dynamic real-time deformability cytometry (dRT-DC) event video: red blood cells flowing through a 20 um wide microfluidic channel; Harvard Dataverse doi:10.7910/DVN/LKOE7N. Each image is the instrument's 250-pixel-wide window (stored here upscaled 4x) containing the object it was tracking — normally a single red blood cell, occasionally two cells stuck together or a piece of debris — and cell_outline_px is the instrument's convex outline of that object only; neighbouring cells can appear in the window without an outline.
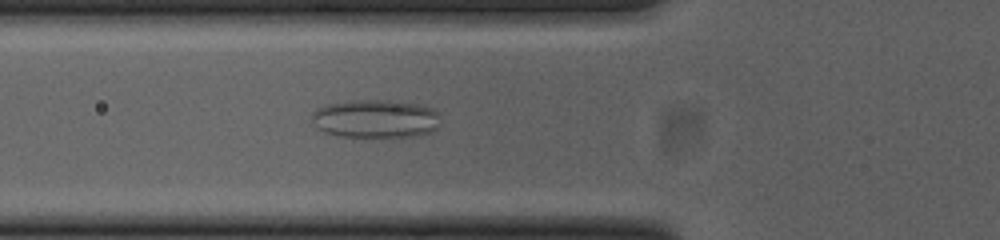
{"species": "common noctule bat (a hibernating species)", "species_latin": "Nyctalus noctula", "temperature_condition": "cold", "stored_images_in_passage": 46, "camera_frame_rate_fps": 3000, "um_per_image_px": 0.085, "animal": {"sex": "female", "body_mass_g": 23.0, "forearm_length_mm": 53.4}, "frame": {"image": 1, "passage_image": 12, "time_ms": 3.667, "image_size_px": [1000, 240], "cell_outline_px": [[440, 112], [436, 128], [432, 132], [416, 136], [340, 136], [324, 132], [316, 128], [312, 120], [312, 112], [316, 108], [328, 104], [348, 100], [392, 100], [424, 104]], "centroid_in_image_um": [31.93, 10.07], "position_along_channel_um": 93.9, "area_um2": 29.02}}
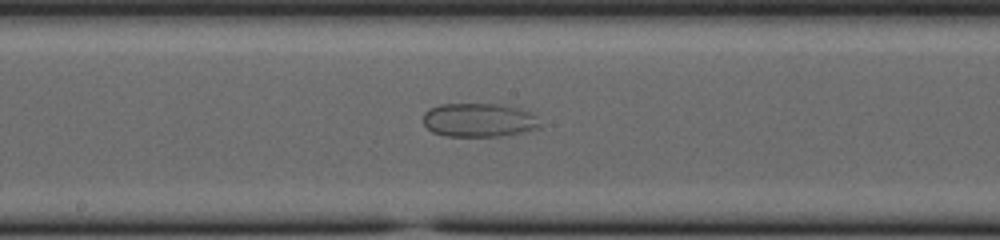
{"frame": {"image": 2, "passage_image": 21, "time_ms": 6.667, "image_size_px": [1000, 240], "cell_outline_px": [[540, 128], [520, 132], [496, 136], [448, 136], [432, 132], [424, 124], [424, 112], [428, 108], [440, 104], [500, 104], [520, 108], [532, 112], [536, 116], [540, 124]], "centroid_in_image_um": [40.7, 10.19], "position_along_channel_um": 207.5, "area_um2": 23.0}}
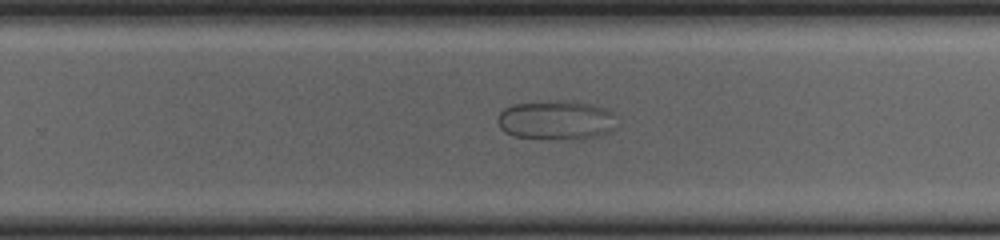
{"frame": {"image": 3, "passage_image": 27, "time_ms": 8.667, "image_size_px": [1000, 240], "cell_outline_px": [[616, 128], [608, 132], [596, 136], [512, 136], [504, 132], [500, 128], [496, 120], [500, 112], [504, 108], [512, 104], [560, 100], [576, 100], [608, 108], [616, 112]], "centroid_in_image_um": [47.31, 10.13], "position_along_channel_um": 282.5, "area_um2": 26.76}}